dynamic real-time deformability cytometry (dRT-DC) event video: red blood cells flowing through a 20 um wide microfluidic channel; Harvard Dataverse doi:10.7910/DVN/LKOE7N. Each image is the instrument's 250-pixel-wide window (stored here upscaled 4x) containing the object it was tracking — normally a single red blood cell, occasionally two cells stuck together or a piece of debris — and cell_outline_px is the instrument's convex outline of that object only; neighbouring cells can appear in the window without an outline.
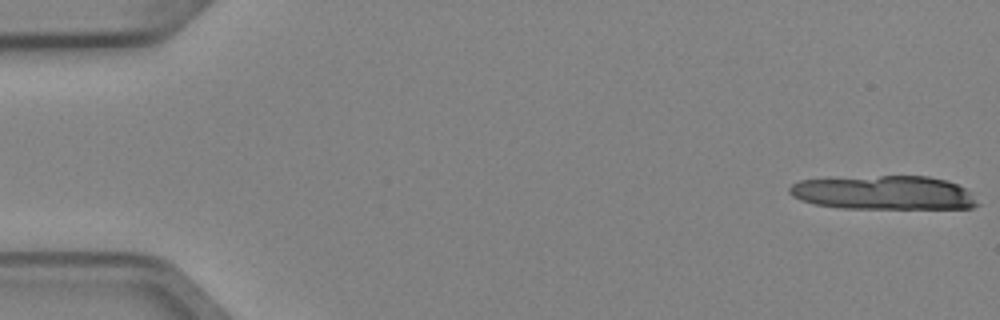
{"species": "Egyptian fruit bat (a non-hibernating species)", "species_latin": "Rousettus aegyptiacus", "temperature_condition": "cold", "stored_images_in_passage": 5, "camera_frame_rate_fps": 3000, "um_per_image_px": 0.085, "animal": {"sex": "female"}, "frame": {"image": 1, "passage_image": 1, "time_ms": 0.0, "image_size_px": [1000, 320], "cell_outline_px": [[980, 204], [972, 208], [840, 208], [816, 204], [800, 200], [792, 196], [788, 192], [788, 188], [792, 184], [800, 180], [880, 176], [928, 176], [948, 180], [964, 188]], "centroid_in_image_um": [75.11, 16.38], "position_along_channel_um": 9.9, "area_um2": 36.93}}